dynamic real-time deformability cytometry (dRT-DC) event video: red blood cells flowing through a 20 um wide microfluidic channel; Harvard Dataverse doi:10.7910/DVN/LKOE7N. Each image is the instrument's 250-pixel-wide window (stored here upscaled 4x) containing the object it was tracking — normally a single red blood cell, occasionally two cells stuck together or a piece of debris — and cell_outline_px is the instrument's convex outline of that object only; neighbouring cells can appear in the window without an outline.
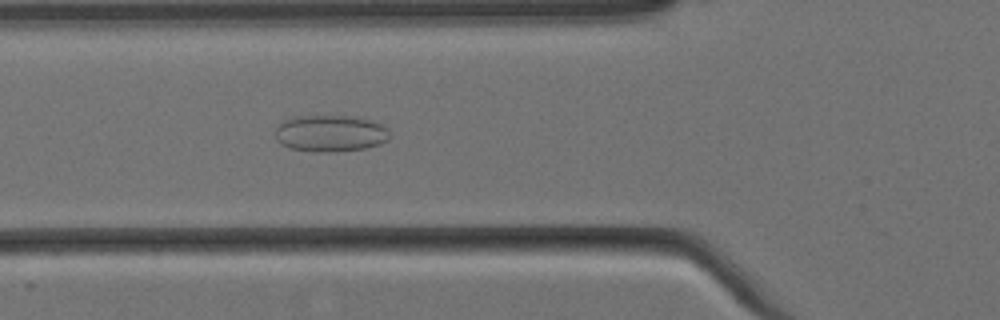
{"species": "Egyptian fruit bat (a non-hibernating species)", "species_latin": "Rousettus aegyptiacus", "temperature_condition": "cold", "stored_images_in_passage": 4, "camera_frame_rate_fps": 3000, "um_per_image_px": 0.085, "animal": {"sex": "female"}, "frame": {"image": 1, "passage_image": 4, "time_ms": 1.0, "image_size_px": [1000, 320], "cell_outline_px": [[388, 140], [380, 144], [364, 148], [328, 152], [316, 152], [292, 148], [280, 144], [276, 140], [276, 128], [284, 120], [296, 116], [352, 116], [372, 120], [388, 128]], "centroid_in_image_um": [28.08, 11.33], "position_along_channel_um": 97.7, "area_um2": 24.33}}